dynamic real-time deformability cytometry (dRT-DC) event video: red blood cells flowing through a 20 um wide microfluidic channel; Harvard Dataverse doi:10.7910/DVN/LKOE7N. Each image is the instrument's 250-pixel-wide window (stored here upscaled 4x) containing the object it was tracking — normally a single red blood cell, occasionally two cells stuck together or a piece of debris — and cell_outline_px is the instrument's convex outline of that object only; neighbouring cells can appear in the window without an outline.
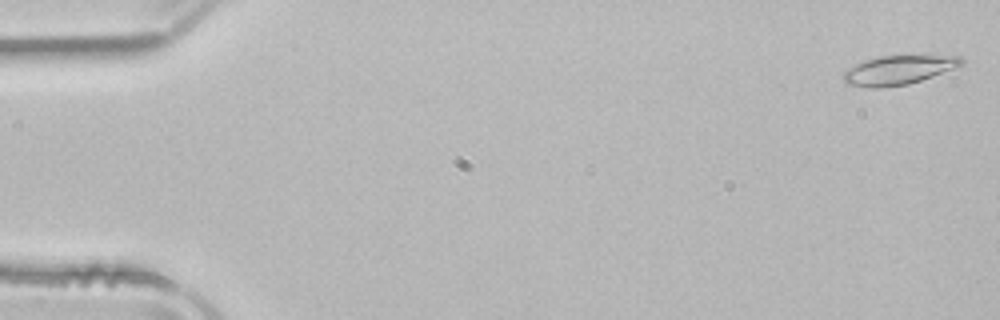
{"species": "common noctule bat (a hibernating species)", "species_latin": "Nyctalus noctula", "temperature_condition": "room temperature", "stored_images_in_passage": 16, "camera_frame_rate_fps": 3000, "um_per_image_px": 0.085, "animal": {"sex": "male", "body_mass_g": 21.5, "forearm_length_mm": 52.0}, "frame": {"image": 1, "passage_image": 1, "time_ms": 0.0, "image_size_px": [1000, 320], "cell_outline_px": [[964, 64], [932, 76], [908, 84], [880, 88], [872, 88], [848, 84], [844, 80], [844, 72], [848, 68], [864, 60], [880, 56], [960, 56], [964, 60]], "centroid_in_image_um": [76.35, 5.95], "position_along_channel_um": 8.6, "area_um2": 19.65}}